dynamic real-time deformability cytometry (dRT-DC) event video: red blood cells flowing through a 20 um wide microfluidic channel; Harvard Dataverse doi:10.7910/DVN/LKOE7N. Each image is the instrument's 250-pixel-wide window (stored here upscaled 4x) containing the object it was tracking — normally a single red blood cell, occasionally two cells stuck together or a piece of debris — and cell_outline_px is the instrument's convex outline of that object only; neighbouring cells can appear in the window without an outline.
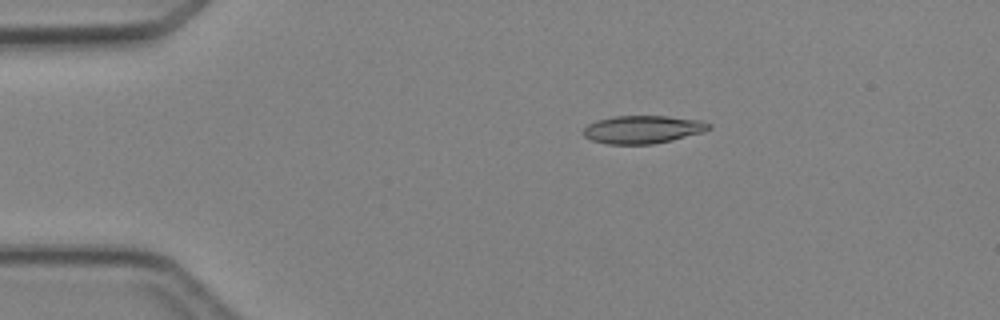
{"species": "Egyptian fruit bat (a non-hibernating species)", "species_latin": "Rousettus aegyptiacus", "temperature_condition": "cold", "stored_images_in_passage": 4, "camera_frame_rate_fps": 3000, "um_per_image_px": 0.085, "animal": {"sex": "female"}, "frame": {"image": 1, "passage_image": 2, "time_ms": 1.333, "image_size_px": [1000, 320], "cell_outline_px": [[712, 128], [704, 132], [672, 140], [652, 144], [608, 144], [592, 140], [584, 136], [580, 132], [588, 124], [596, 120], [616, 116], [668, 116], [700, 120], [712, 124]], "centroid_in_image_um": [54.64, 11.0], "position_along_channel_um": 30.4, "area_um2": 20.58}}
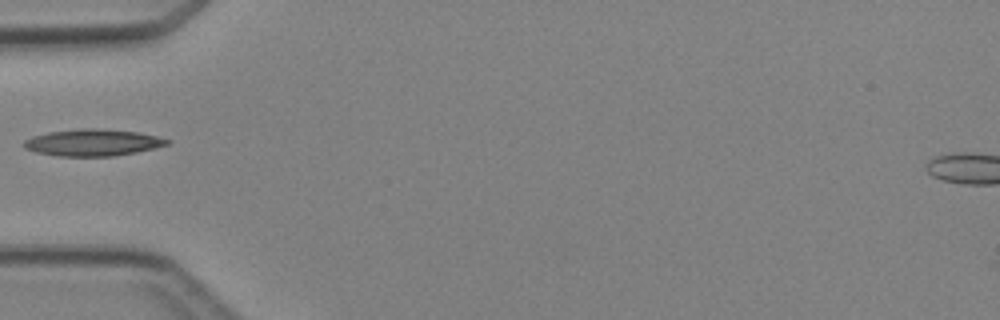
{"frame": {"image": 2, "passage_image": 4, "time_ms": 3.667, "image_size_px": [1000, 320], "cell_outline_px": [[172, 140], [168, 144], [136, 152], [112, 156], [56, 156], [36, 152], [24, 148], [24, 140], [32, 136], [48, 132], [80, 128], [100, 128], [136, 132], [156, 136]], "centroid_in_image_um": [7.85, 12.11], "position_along_channel_um": 77.2, "area_um2": 22.25}}